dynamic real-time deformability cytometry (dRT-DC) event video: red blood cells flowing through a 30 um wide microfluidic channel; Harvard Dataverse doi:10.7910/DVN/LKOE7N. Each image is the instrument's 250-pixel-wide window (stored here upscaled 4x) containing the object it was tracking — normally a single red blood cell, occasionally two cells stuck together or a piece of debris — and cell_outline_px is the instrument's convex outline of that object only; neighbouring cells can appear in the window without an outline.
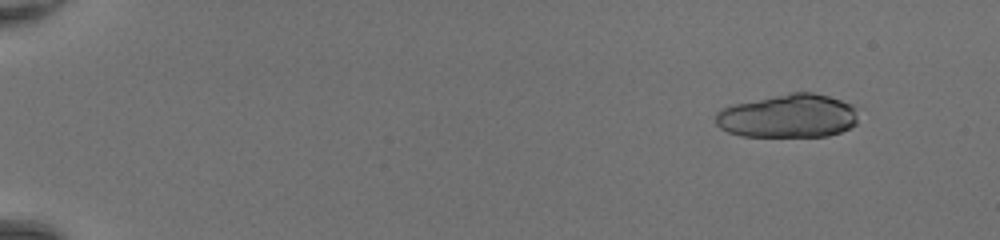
{"species": "common noctule bat (a hibernating species)", "species_latin": "Nyctalus noctula", "temperature_condition": "room temperature", "stored_images_in_passage": 22, "camera_frame_rate_fps": 3000, "um_per_image_px": 0.085, "animal": {"sex": "female", "body_mass_g": 20.0, "forearm_length_mm": 54.0}, "frame": {"image": 1, "passage_image": 6, "time_ms": 1.667, "image_size_px": [1000, 240], "cell_outline_px": [[856, 124], [840, 132], [828, 136], [740, 136], [728, 132], [720, 128], [716, 124], [716, 112], [720, 108], [732, 104], [788, 92], [812, 92], [828, 96], [852, 104], [856, 108]], "centroid_in_image_um": [66.96, 9.85], "position_along_channel_um": 18.0, "area_um2": 36.41}}